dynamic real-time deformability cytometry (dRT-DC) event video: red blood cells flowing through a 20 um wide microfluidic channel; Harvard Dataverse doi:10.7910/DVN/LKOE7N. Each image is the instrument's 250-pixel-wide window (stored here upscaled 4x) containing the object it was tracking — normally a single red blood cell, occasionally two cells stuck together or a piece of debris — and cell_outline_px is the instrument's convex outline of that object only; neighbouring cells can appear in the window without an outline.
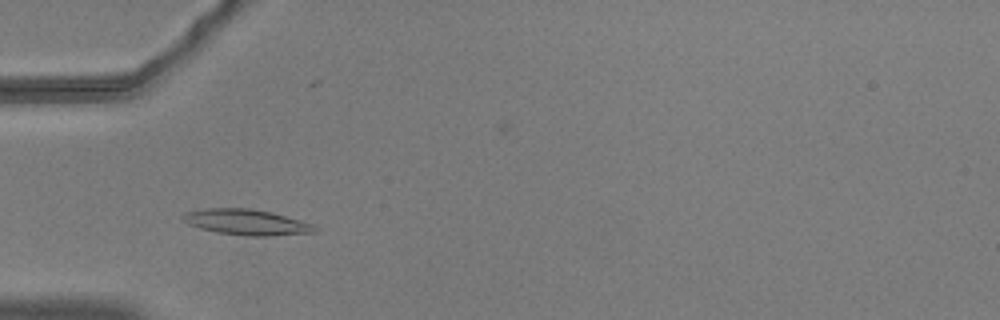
{"species": "common noctule bat (a hibernating species)", "species_latin": "Nyctalus noctula", "temperature_condition": "warm", "stored_images_in_passage": 43, "camera_frame_rate_fps": 3000, "um_per_image_px": 0.085, "animal": {"sex": "male", "body_mass_g": 20.5, "forearm_length_mm": 52.5}, "frame": {"image": 1, "passage_image": 6, "time_ms": 1.667, "image_size_px": [1000, 320], "cell_outline_px": [[316, 232], [268, 236], [244, 236], [216, 232], [200, 228], [188, 224], [180, 216], [184, 212], [204, 208], [248, 208], [272, 212], [312, 224], [316, 228]], "centroid_in_image_um": [20.9, 18.88], "position_along_channel_um": 64.1, "area_um2": 19.71}}
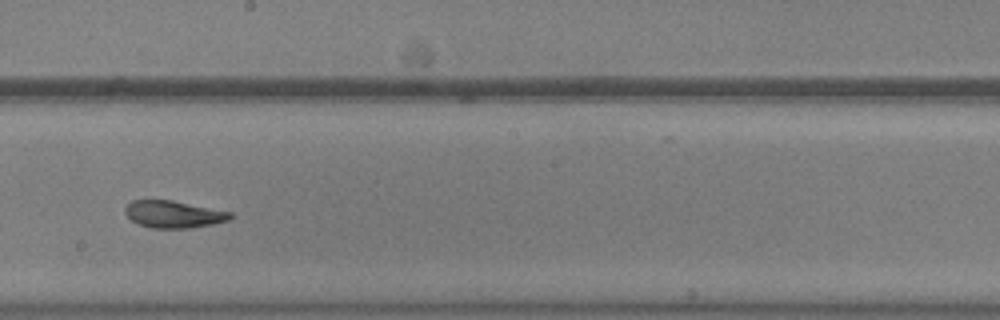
{"frame": {"image": 2, "passage_image": 20, "time_ms": 6.333, "image_size_px": [1000, 320], "cell_outline_px": [[232, 216], [228, 220], [212, 224], [188, 228], [152, 228], [140, 224], [132, 220], [124, 212], [124, 208], [132, 200], [172, 200], [232, 212]], "centroid_in_image_um": [14.74, 18.2], "position_along_channel_um": 233.5, "area_um2": 16.47}}
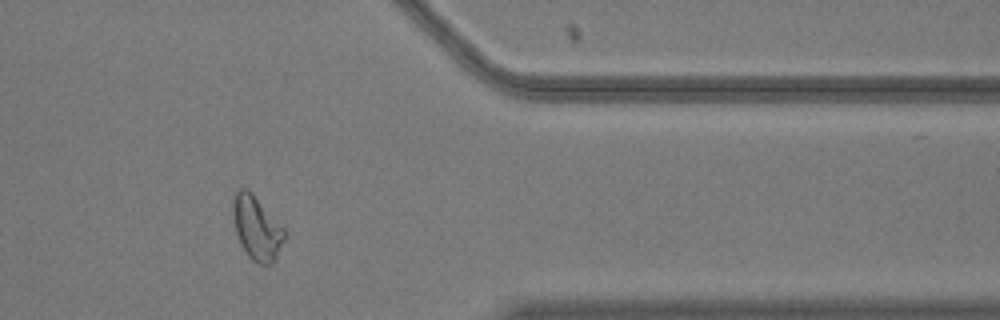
{"frame": {"image": 3, "passage_image": 34, "time_ms": 11.0, "image_size_px": [1000, 320], "cell_outline_px": [[288, 232], [276, 260], [272, 264], [260, 264], [252, 260], [248, 256], [236, 232], [232, 212], [232, 204], [236, 192], [240, 188], [248, 188], [252, 192]], "centroid_in_image_um": [21.86, 19.37], "position_along_channel_um": 389.5, "area_um2": 19.25}, "authors_computed_cell_mechanics": {"area_um2": 17.5134, "velocity_mm_per_s": 3.6501, "shape_relaxation_time_tau1_ms": 4.1898, "shape_relaxation_time_tau2_ms": 2.4142, "deformation_change_tau1": 0.1608, "deformation_change_tau2": 0.0623}}